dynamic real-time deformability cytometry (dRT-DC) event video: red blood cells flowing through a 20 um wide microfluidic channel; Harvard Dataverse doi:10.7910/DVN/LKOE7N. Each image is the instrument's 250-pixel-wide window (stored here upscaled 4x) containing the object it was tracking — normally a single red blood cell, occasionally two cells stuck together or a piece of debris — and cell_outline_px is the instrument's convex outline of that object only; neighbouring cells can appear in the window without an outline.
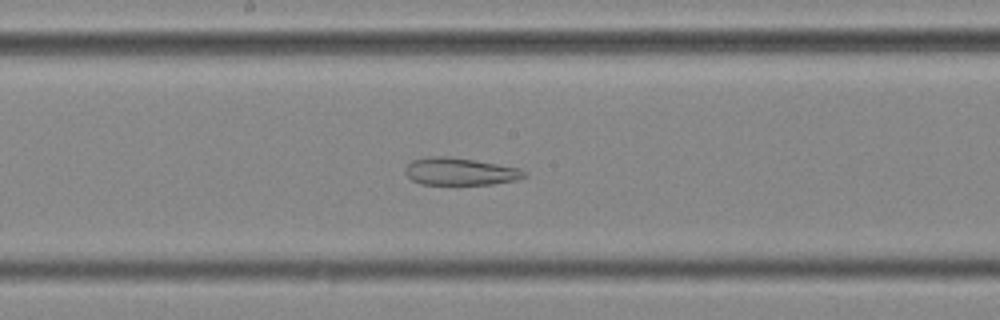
{"species": "common noctule bat (a hibernating species)", "species_latin": "Nyctalus noctula", "temperature_condition": "cold", "stored_images_in_passage": 38, "camera_frame_rate_fps": 3000, "um_per_image_px": 0.085, "animal": {"sex": "female", "body_mass_g": 25.1}, "frame": {"image": 1, "passage_image": 12, "time_ms": 3.667, "image_size_px": [1000, 320], "cell_outline_px": [[528, 176], [516, 180], [492, 184], [420, 184], [412, 180], [404, 172], [408, 164], [412, 160], [432, 156], [448, 156], [520, 168], [528, 172]], "centroid_in_image_um": [39.13, 14.58], "position_along_channel_um": 209.1, "area_um2": 18.9}}